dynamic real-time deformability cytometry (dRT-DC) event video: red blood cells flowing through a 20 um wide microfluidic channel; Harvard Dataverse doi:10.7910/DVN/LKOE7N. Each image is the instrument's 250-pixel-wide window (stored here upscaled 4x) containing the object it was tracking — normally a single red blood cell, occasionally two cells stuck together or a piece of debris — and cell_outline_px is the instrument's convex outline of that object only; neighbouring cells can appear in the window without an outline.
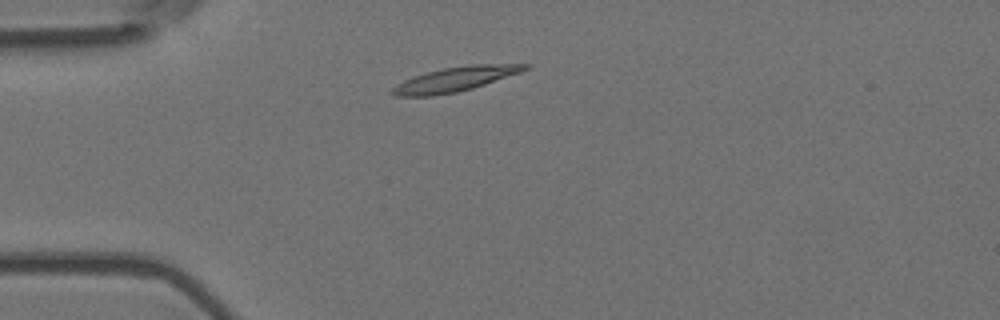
{"species": "Egyptian fruit bat (a non-hibernating species)", "species_latin": "Rousettus aegyptiacus", "temperature_condition": "room temperature", "stored_images_in_passage": 4, "camera_frame_rate_fps": 3000, "um_per_image_px": 0.085, "animal": {"sex": "female"}, "frame": {"image": 1, "passage_image": 1, "time_ms": 0.0, "image_size_px": [1000, 320], "cell_outline_px": [[532, 64], [528, 68], [520, 72], [472, 88], [456, 92], [432, 96], [396, 96], [392, 92], [392, 88], [396, 84], [404, 80], [428, 72], [444, 68], [468, 64]], "centroid_in_image_um": [38.68, 6.73], "position_along_channel_um": 46.3, "area_um2": 18.55}}
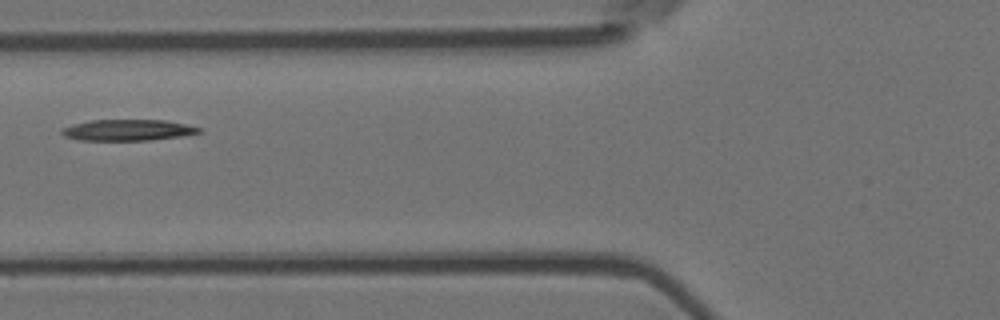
{"frame": {"image": 2, "passage_image": 3, "time_ms": 0.667, "image_size_px": [1000, 320], "cell_outline_px": [[204, 132], [180, 136], [152, 140], [80, 140], [64, 136], [60, 132], [64, 128], [72, 124], [92, 120], [164, 120], [204, 128]], "centroid_in_image_um": [10.9, 11.05], "position_along_channel_um": 114.9, "area_um2": 16.88}}
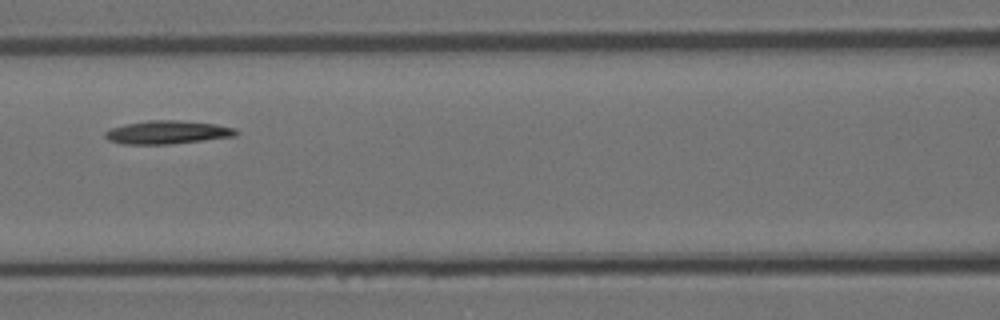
{"frame": {"image": 3, "passage_image": 4, "time_ms": 1.0, "image_size_px": [1000, 320], "cell_outline_px": [[240, 132], [236, 136], [168, 144], [124, 144], [108, 140], [104, 136], [104, 132], [112, 128], [128, 124], [148, 120], [176, 120], [216, 124], [236, 128]], "centroid_in_image_um": [14.26, 11.24], "position_along_channel_um": 152.3, "area_um2": 17.63}}